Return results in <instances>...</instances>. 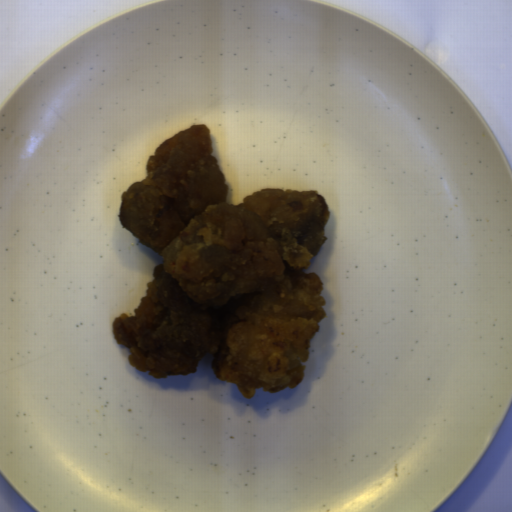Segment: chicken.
<instances>
[{"label": "chicken", "instance_id": "1", "mask_svg": "<svg viewBox=\"0 0 512 512\" xmlns=\"http://www.w3.org/2000/svg\"><path fill=\"white\" fill-rule=\"evenodd\" d=\"M213 152L210 128L192 124L161 142L146 177L122 191L121 226L163 263L111 333L136 371L196 374L211 355L217 380L251 399L305 377L327 301L318 273L304 270L328 240L332 213L316 189L266 187L227 202Z\"/></svg>", "mask_w": 512, "mask_h": 512}]
</instances>
